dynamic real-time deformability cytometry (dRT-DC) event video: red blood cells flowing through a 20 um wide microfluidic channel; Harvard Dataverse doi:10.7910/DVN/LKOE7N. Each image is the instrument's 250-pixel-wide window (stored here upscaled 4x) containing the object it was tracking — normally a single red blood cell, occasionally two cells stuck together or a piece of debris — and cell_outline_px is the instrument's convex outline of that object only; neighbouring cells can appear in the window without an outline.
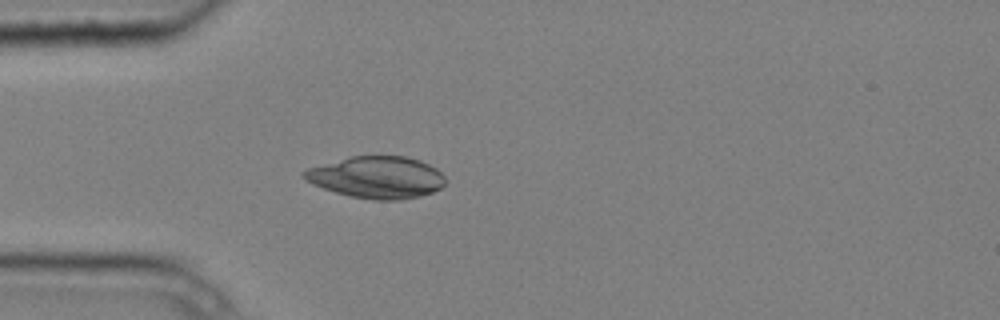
{"species": "common noctule bat (a hibernating species)", "species_latin": "Nyctalus noctula", "temperature_condition": "cold", "stored_images_in_passage": 3, "camera_frame_rate_fps": 3000, "um_per_image_px": 0.085, "animal": {"sex": "male", "body_mass_g": 20.4}, "frame": {"image": 1, "passage_image": 3, "time_ms": 0.667, "image_size_px": [1000, 320], "cell_outline_px": [[444, 184], [440, 188], [432, 192], [420, 196], [400, 200], [372, 200], [352, 196], [336, 192], [312, 184], [300, 172], [308, 168], [352, 156], [404, 156], [420, 160], [436, 168], [444, 176]], "centroid_in_image_um": [32.04, 15.07], "position_along_channel_um": 53.0, "area_um2": 34.22}}